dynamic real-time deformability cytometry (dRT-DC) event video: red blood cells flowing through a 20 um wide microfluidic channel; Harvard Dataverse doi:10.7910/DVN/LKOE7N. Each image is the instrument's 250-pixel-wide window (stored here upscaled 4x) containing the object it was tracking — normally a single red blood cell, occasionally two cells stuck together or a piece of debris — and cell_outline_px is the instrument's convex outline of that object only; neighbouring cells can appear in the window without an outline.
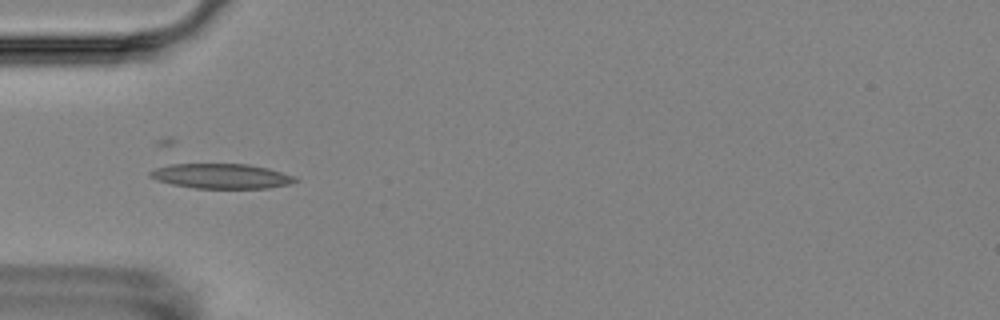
{"species": "Egyptian fruit bat (a non-hibernating species)", "species_latin": "Rousettus aegyptiacus", "temperature_condition": "room temperature", "stored_images_in_passage": 14, "camera_frame_rate_fps": 3000, "um_per_image_px": 0.085, "animal": {"sex": "female"}, "frame": {"image": 1, "passage_image": 4, "time_ms": 4.333, "image_size_px": [1000, 320], "cell_outline_px": [[300, 180], [288, 184], [268, 188], [196, 188], [172, 184], [148, 176], [148, 172], [156, 168], [172, 164], [248, 164], [268, 168], [292, 176]], "centroid_in_image_um": [18.81, 14.97], "position_along_channel_um": 66.2, "area_um2": 20.75}}
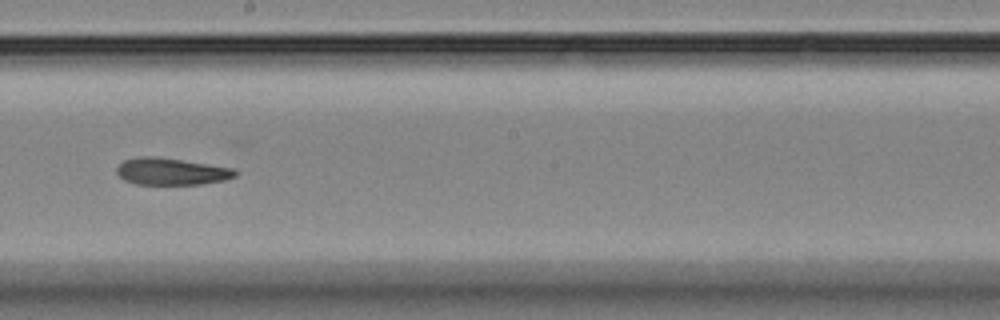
{"frame": {"image": 2, "passage_image": 8, "time_ms": 9.0, "image_size_px": [1000, 320], "cell_outline_px": [[240, 172], [236, 176], [224, 180], [200, 184], [136, 184], [124, 180], [116, 172], [116, 168], [124, 160], [140, 156], [156, 156], [232, 168]], "centroid_in_image_um": [14.55, 14.57], "position_along_channel_um": 233.6, "area_um2": 18.5}}
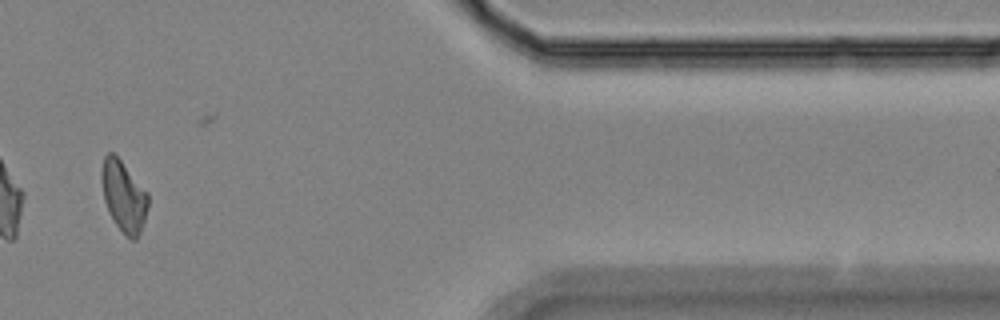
{"frame": {"image": 3, "passage_image": 13, "time_ms": 14.667, "image_size_px": [1000, 320], "cell_outline_px": [[148, 204], [144, 220], [140, 232], [136, 240], [132, 240], [116, 224], [108, 212], [104, 200], [100, 180], [100, 172], [104, 156], [108, 152], [112, 152], [120, 160], [148, 192]], "centroid_in_image_um": [10.49, 16.65], "position_along_channel_um": 400.9, "area_um2": 19.07}, "authors_computed_cell_mechanics": {"area_um2": 19.7098, "velocity_mm_per_s": 3.585, "shape_relaxation_time_tau1_ms": null, "shape_relaxation_time_tau2_ms": 3.0959, "deformation_change_tau1": null, "deformation_change_tau2": 0.0749}}